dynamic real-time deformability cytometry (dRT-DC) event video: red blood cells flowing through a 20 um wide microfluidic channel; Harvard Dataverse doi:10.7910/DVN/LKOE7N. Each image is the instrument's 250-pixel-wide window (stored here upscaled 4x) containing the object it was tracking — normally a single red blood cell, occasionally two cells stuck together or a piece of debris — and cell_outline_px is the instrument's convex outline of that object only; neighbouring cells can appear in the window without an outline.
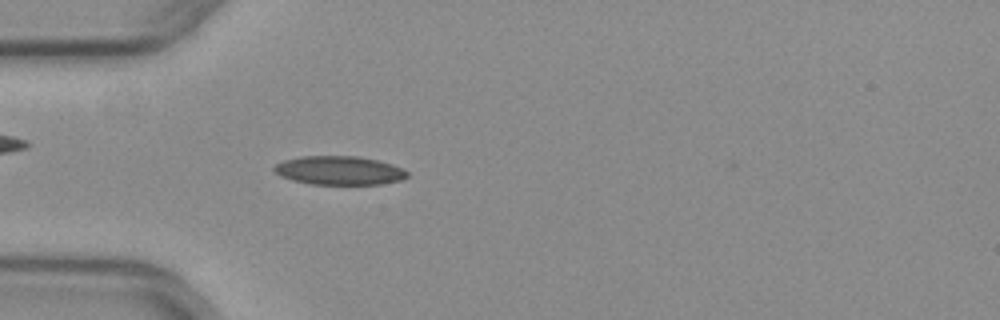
{"species": "common noctule bat (a hibernating species)", "species_latin": "Nyctalus noctula", "temperature_condition": "warm", "stored_images_in_passage": 51, "camera_frame_rate_fps": 3000, "um_per_image_px": 0.085, "animal": {"sex": "female", "body_mass_g": 29.2, "forearm_length_mm": 56.3}, "frame": {"image": 1, "passage_image": 15, "time_ms": 4.667, "image_size_px": [1000, 320], "cell_outline_px": [[408, 176], [400, 180], [380, 184], [312, 184], [292, 180], [280, 176], [272, 168], [276, 164], [284, 160], [300, 156], [360, 156], [392, 164], [404, 168], [408, 172]], "centroid_in_image_um": [28.84, 14.48], "position_along_channel_um": 56.2, "area_um2": 22.31}}
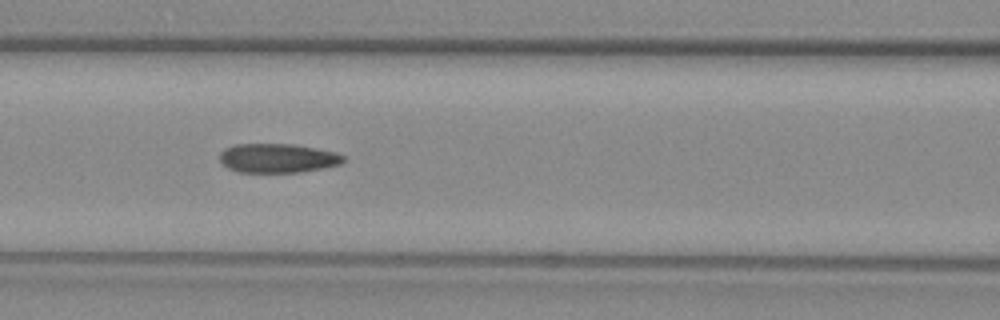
{"frame": {"image": 2, "passage_image": 22, "time_ms": 7.0, "image_size_px": [1000, 320], "cell_outline_px": [[344, 160], [340, 164], [324, 168], [300, 172], [240, 172], [228, 168], [220, 160], [220, 152], [224, 148], [236, 144], [292, 144], [316, 148], [336, 152], [344, 156]], "centroid_in_image_um": [23.6, 13.44], "position_along_channel_um": 143.0, "area_um2": 20.98}}
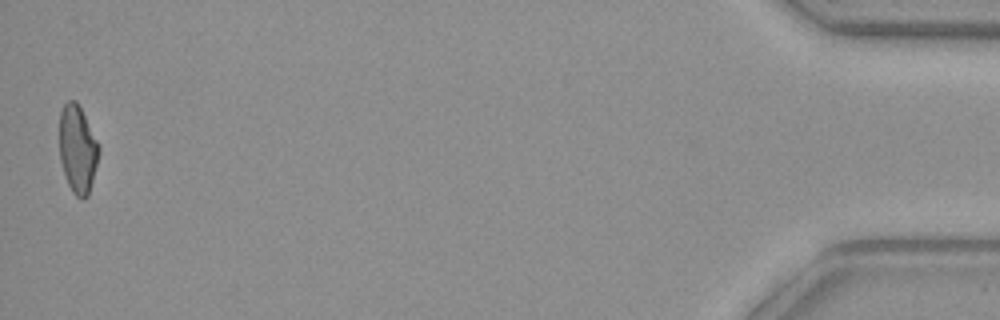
{"frame": {"image": 3, "passage_image": 51, "time_ms": 16.667, "image_size_px": [1000, 320], "cell_outline_px": [[100, 152], [88, 196], [84, 200], [80, 200], [72, 192], [68, 184], [60, 160], [60, 112], [64, 104], [68, 100], [76, 100], [100, 148]], "centroid_in_image_um": [6.59, 12.72], "position_along_channel_um": 428.6, "area_um2": 19.94}, "authors_computed_cell_mechanics": {"area_um2": 21.097, "velocity_mm_per_s": 3.9756, "shape_relaxation_time_tau1_ms": null, "shape_relaxation_time_tau2_ms": 2.5642, "deformation_change_tau1": null, "deformation_change_tau2": 0.0888}}